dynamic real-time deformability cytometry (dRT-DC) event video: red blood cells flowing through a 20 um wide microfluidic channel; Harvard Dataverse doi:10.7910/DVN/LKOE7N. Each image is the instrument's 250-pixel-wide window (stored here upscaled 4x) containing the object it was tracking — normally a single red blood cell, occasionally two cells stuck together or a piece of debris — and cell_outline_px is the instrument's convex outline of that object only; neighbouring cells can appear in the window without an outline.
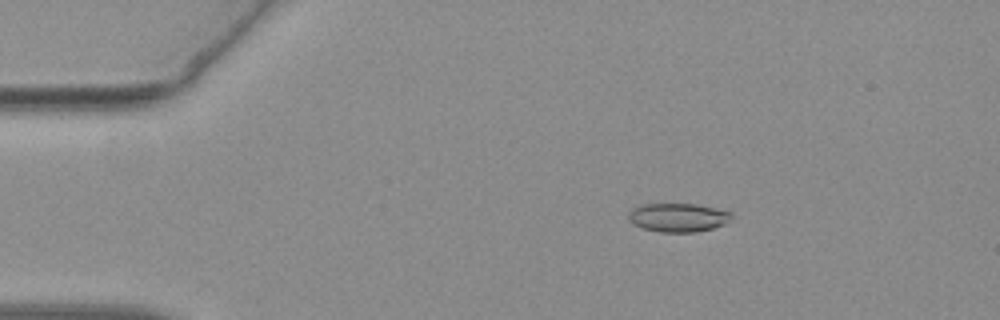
{"species": "common noctule bat (a hibernating species)", "species_latin": "Nyctalus noctula", "temperature_condition": "warm", "stored_images_in_passage": 55, "camera_frame_rate_fps": 3000, "um_per_image_px": 0.085, "animal": {"sex": "female", "body_mass_g": 19.3, "forearm_length_mm": 54.1}, "frame": {"image": 1, "passage_image": 10, "time_ms": 3.0, "image_size_px": [1000, 320], "cell_outline_px": [[732, 216], [724, 224], [712, 228], [692, 232], [660, 232], [644, 228], [632, 224], [628, 220], [628, 212], [632, 208], [640, 204], [696, 204], [732, 212]], "centroid_in_image_um": [57.58, 18.48], "position_along_channel_um": 27.4, "area_um2": 17.17}}
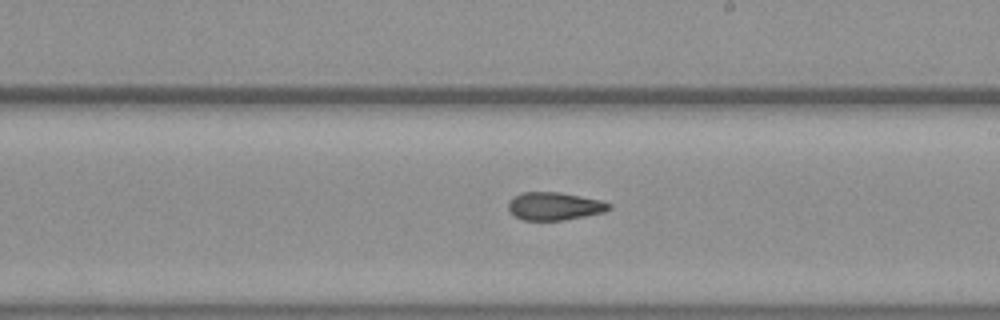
{"frame": {"image": 2, "passage_image": 32, "time_ms": 10.333, "image_size_px": [1000, 320], "cell_outline_px": [[612, 208], [604, 212], [564, 220], [520, 220], [512, 216], [508, 208], [508, 204], [512, 196], [524, 192], [560, 192], [600, 200], [612, 204]], "centroid_in_image_um": [47.09, 17.53], "position_along_channel_um": 241.9, "area_um2": 16.53}}
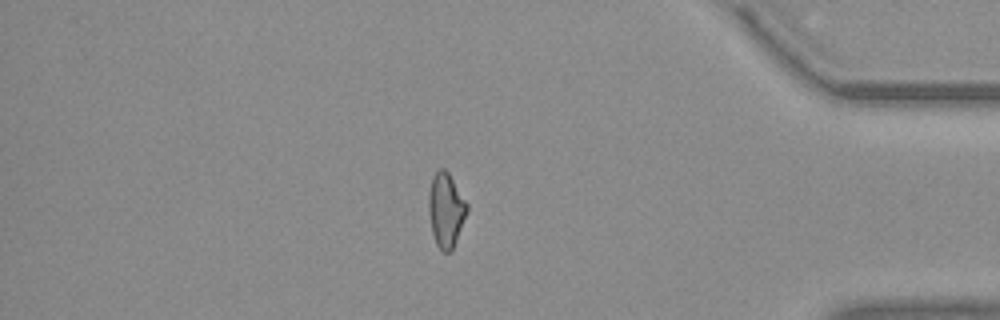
{"frame": {"image": 3, "passage_image": 47, "time_ms": 15.333, "image_size_px": [1000, 320], "cell_outline_px": [[468, 212], [452, 252], [444, 252], [436, 244], [432, 232], [428, 212], [428, 196], [432, 176], [440, 168], [444, 168], [448, 172], [468, 204]], "centroid_in_image_um": [37.91, 17.86], "position_along_channel_um": 397.3, "area_um2": 16.76}, "authors_computed_cell_mechanics": {"area_um2": 16.8776, "velocity_mm_per_s": 3.7958, "shape_relaxation_time_tau1_ms": 9.9751, "shape_relaxation_time_tau2_ms": 2.787, "deformation_change_tau1": 0.219, "deformation_change_tau2": 0.1044}}